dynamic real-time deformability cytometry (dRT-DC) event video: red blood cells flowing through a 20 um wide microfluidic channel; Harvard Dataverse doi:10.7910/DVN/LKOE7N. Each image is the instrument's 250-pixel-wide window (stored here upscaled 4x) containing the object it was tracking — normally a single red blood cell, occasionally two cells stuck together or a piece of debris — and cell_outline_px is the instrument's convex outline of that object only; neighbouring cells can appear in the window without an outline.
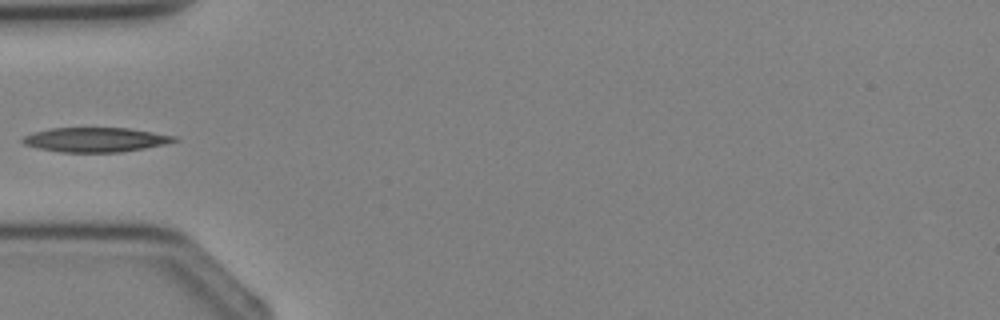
{"species": "Egyptian fruit bat (a non-hibernating species)", "species_latin": "Rousettus aegyptiacus", "temperature_condition": "cold", "stored_images_in_passage": 3, "camera_frame_rate_fps": 3000, "um_per_image_px": 0.085, "animal": {"sex": "female"}, "frame": {"image": 1, "passage_image": 3, "time_ms": 2.333, "image_size_px": [1000, 320], "cell_outline_px": [[180, 140], [164, 144], [144, 148], [120, 152], [60, 152], [40, 148], [24, 144], [20, 140], [24, 136], [36, 132], [52, 128], [128, 128], [176, 136]], "centroid_in_image_um": [8.14, 11.87], "position_along_channel_um": 76.9, "area_um2": 21.39}}